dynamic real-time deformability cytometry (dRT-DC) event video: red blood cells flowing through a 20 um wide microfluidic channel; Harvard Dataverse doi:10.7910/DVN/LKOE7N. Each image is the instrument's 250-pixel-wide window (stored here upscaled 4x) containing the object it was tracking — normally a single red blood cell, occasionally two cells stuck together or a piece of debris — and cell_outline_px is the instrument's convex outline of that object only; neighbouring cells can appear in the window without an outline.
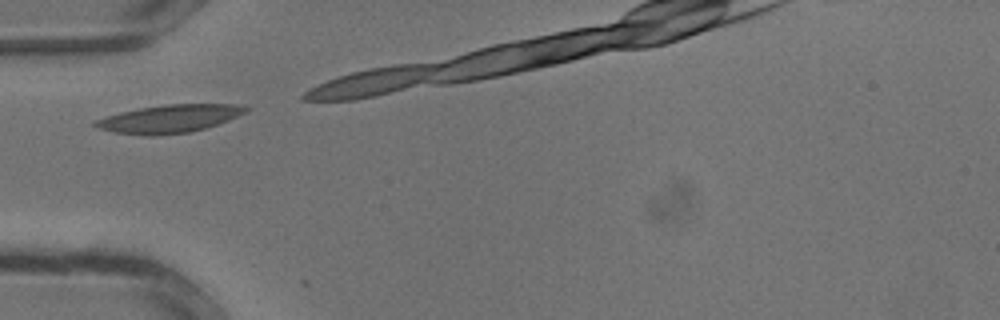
{"species": "common noctule bat (a hibernating species)", "species_latin": "Nyctalus noctula", "temperature_condition": "warm", "stored_images_in_passage": 3, "camera_frame_rate_fps": 3000, "um_per_image_px": 0.085, "animal": {"sex": "male", "body_mass_g": 13.3}, "frame": {"image": 1, "passage_image": 1, "time_ms": 0.0, "image_size_px": [1000, 320], "cell_outline_px": [[252, 108], [228, 120], [204, 128], [188, 132], [152, 136], [144, 136], [112, 132], [100, 128], [92, 124], [96, 120], [120, 112], [140, 108], [164, 104], [232, 104]], "centroid_in_image_um": [14.36, 10.09], "position_along_channel_um": 70.6, "area_um2": 24.22}}